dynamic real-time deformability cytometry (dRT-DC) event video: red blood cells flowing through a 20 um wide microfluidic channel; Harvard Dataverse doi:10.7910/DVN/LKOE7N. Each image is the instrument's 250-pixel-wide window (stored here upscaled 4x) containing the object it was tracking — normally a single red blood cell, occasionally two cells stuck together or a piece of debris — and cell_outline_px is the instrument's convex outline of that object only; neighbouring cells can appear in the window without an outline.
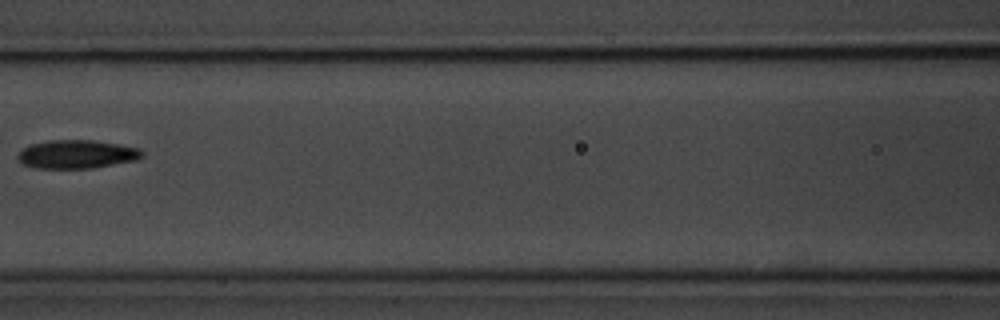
{"species": "common noctule bat (a hibernating species)", "species_latin": "Nyctalus noctula", "temperature_condition": "room temperature", "stored_images_in_passage": 11, "camera_frame_rate_fps": 3000, "um_per_image_px": 0.085, "animal": {"sex": "male", "body_mass_g": 20.1, "forearm_length_mm": 53.5}, "frame": {"image": 1, "passage_image": 7, "time_ms": 8.0, "image_size_px": [1000, 320], "cell_outline_px": [[144, 156], [136, 160], [92, 168], [36, 168], [24, 164], [16, 156], [28, 144], [48, 140], [92, 140], [140, 148], [144, 152]], "centroid_in_image_um": [6.53, 13.1], "position_along_channel_um": 160.1, "area_um2": 20.58}}